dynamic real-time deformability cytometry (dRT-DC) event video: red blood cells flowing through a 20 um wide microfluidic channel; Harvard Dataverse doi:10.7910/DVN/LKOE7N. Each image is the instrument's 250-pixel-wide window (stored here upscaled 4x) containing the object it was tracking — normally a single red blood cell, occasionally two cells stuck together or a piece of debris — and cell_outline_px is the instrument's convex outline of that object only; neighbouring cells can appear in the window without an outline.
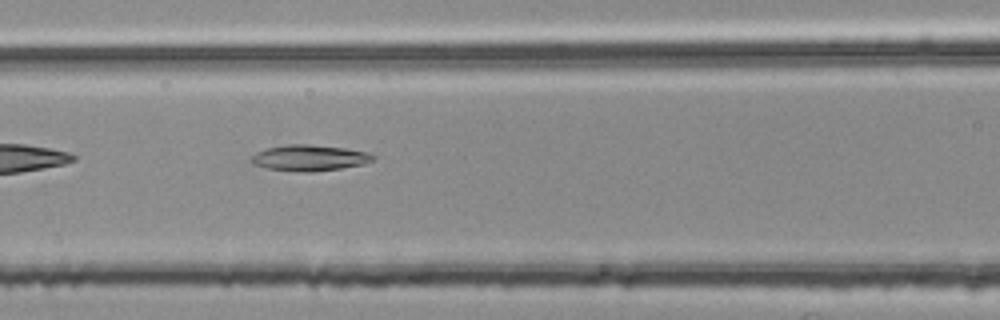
{"species": "common noctule bat (a hibernating species)", "species_latin": "Nyctalus noctula", "temperature_condition": "room temperature", "stored_images_in_passage": 33, "camera_frame_rate_fps": 3000, "um_per_image_px": 0.085, "animal": {"sex": "female", "body_mass_g": 25.1}, "frame": {"image": 1, "passage_image": 6, "time_ms": 1.667, "image_size_px": [1000, 320], "cell_outline_px": [[376, 156], [372, 160], [364, 164], [340, 168], [264, 168], [252, 164], [248, 160], [256, 152], [264, 148], [288, 144], [308, 144], [344, 148], [368, 152]], "centroid_in_image_um": [26.27, 13.35], "position_along_channel_um": 140.3, "area_um2": 17.34}}
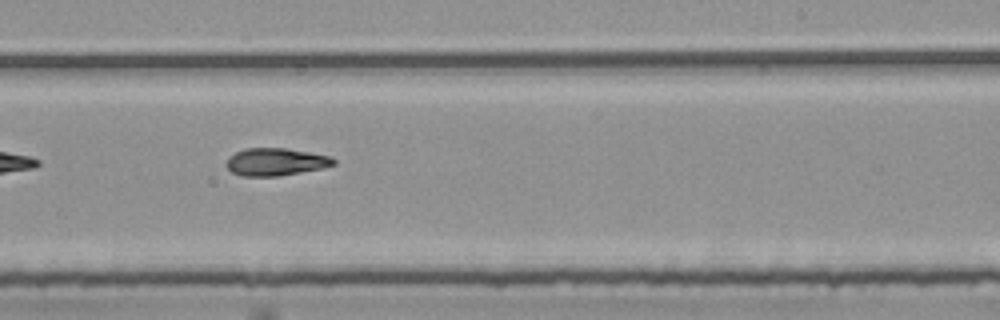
{"frame": {"image": 2, "passage_image": 16, "time_ms": 5.0, "image_size_px": [1000, 320], "cell_outline_px": [[336, 164], [324, 168], [280, 176], [244, 176], [232, 172], [224, 164], [228, 156], [244, 148], [284, 148], [332, 156], [336, 160]], "centroid_in_image_um": [23.44, 13.76], "position_along_channel_um": 265.6, "area_um2": 17.4}}
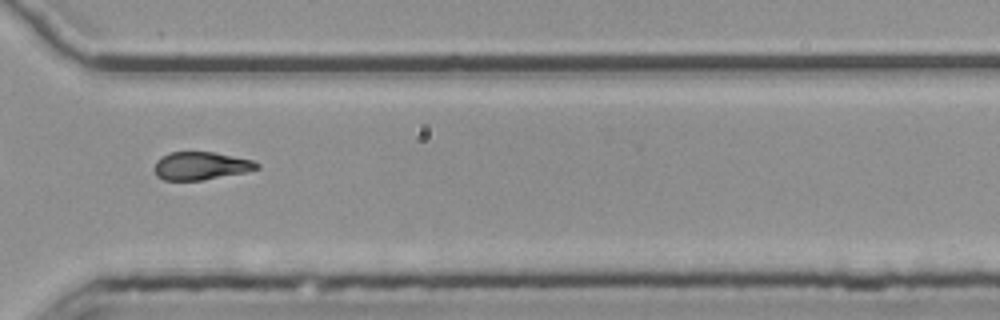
{"frame": {"image": 3, "passage_image": 23, "time_ms": 7.333, "image_size_px": [1000, 320], "cell_outline_px": [[260, 168], [244, 172], [200, 180], [164, 180], [156, 176], [152, 168], [156, 160], [160, 156], [172, 152], [216, 152], [252, 160], [260, 164]], "centroid_in_image_um": [17.02, 14.09], "position_along_channel_um": 353.6, "area_um2": 16.76}}